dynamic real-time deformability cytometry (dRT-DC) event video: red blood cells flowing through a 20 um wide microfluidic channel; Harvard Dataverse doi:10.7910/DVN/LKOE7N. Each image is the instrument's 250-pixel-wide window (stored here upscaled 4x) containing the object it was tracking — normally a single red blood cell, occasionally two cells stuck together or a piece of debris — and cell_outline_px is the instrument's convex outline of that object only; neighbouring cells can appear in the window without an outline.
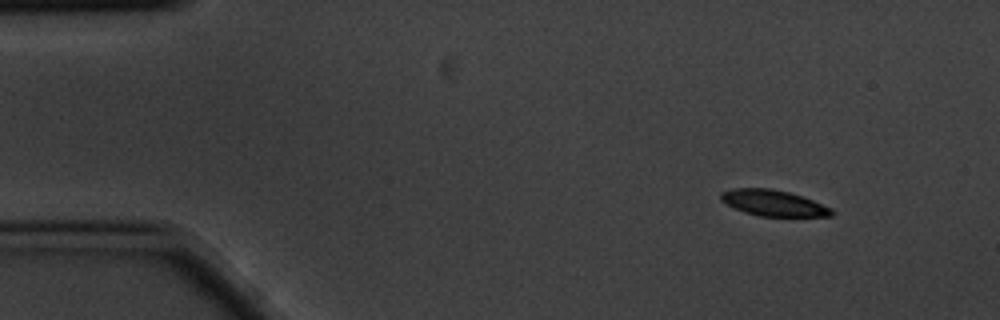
{"species": "common noctule bat (a hibernating species)", "species_latin": "Nyctalus noctula", "temperature_condition": "cold", "stored_images_in_passage": 5, "camera_frame_rate_fps": 3000, "um_per_image_px": 0.085, "animal": {"sex": "male", "body_mass_g": 20.1, "forearm_length_mm": 53.5}, "frame": {"image": 1, "passage_image": 1, "time_ms": 0.0, "image_size_px": [1000, 320], "cell_outline_px": [[836, 212], [832, 216], [760, 216], [744, 212], [720, 200], [720, 192], [732, 188], [768, 188], [788, 192], [812, 200], [832, 208]], "centroid_in_image_um": [65.74, 17.25], "position_along_channel_um": 19.3, "area_um2": 16.65}}
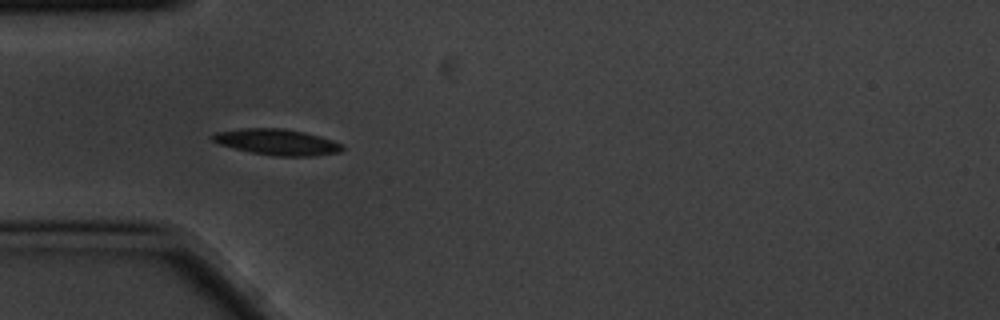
{"frame": {"image": 2, "passage_image": 4, "time_ms": 1.0, "image_size_px": [1000, 320], "cell_outline_px": [[344, 148], [340, 152], [316, 156], [276, 156], [252, 152], [220, 144], [212, 140], [208, 136], [216, 132], [240, 128], [284, 128], [304, 132], [320, 136], [332, 140], [340, 144]], "centroid_in_image_um": [23.54, 12.06], "position_along_channel_um": 61.5, "area_um2": 19.59}}